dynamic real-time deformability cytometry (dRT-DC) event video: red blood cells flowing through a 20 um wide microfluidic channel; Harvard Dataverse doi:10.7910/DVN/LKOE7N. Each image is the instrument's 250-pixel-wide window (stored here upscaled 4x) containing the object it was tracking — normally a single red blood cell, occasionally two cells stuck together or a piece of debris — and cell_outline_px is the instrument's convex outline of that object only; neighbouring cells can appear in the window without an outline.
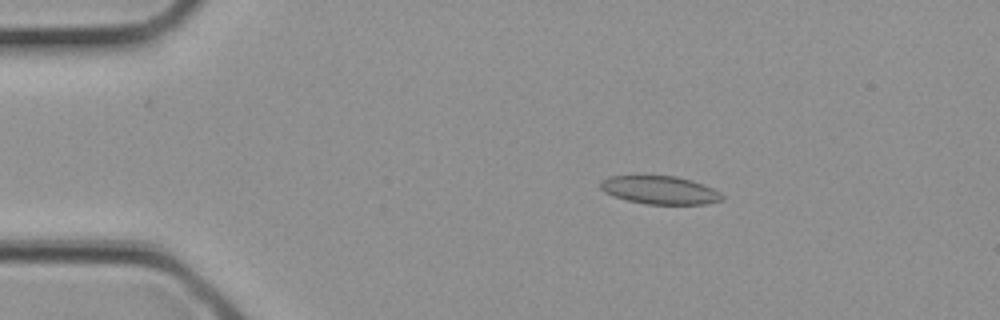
{"species": "common noctule bat (a hibernating species)", "species_latin": "Nyctalus noctula", "temperature_condition": "cold", "stored_images_in_passage": 3, "camera_frame_rate_fps": 3000, "um_per_image_px": 0.085, "animal": {"sex": "female", "body_mass_g": 21.9}, "frame": {"image": 1, "passage_image": 2, "time_ms": 0.333, "image_size_px": [1000, 320], "cell_outline_px": [[724, 200], [708, 204], [644, 204], [628, 200], [604, 192], [600, 188], [600, 180], [608, 176], [676, 176], [692, 180], [704, 184], [720, 192], [724, 196]], "centroid_in_image_um": [56.12, 16.16], "position_along_channel_um": 28.9, "area_um2": 20.06}}
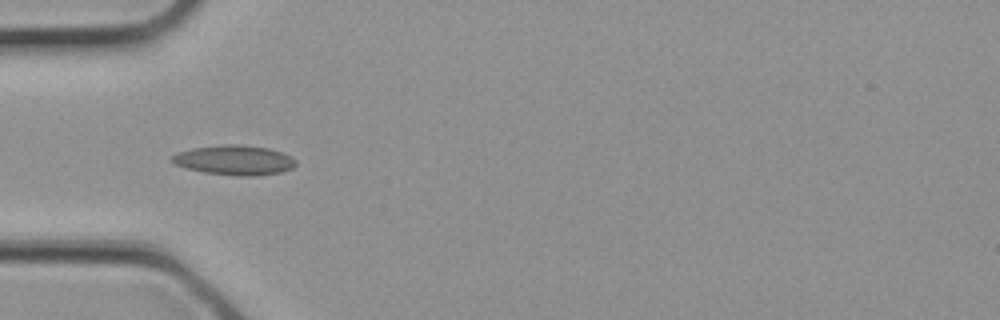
{"frame": {"image": 2, "passage_image": 3, "time_ms": 0.667, "image_size_px": [1000, 320], "cell_outline_px": [[296, 164], [292, 168], [280, 172], [252, 176], [240, 176], [204, 172], [184, 168], [176, 164], [172, 160], [172, 156], [176, 152], [192, 148], [224, 144], [244, 144], [268, 148], [280, 152], [296, 160]], "centroid_in_image_um": [19.9, 13.6], "position_along_channel_um": 65.1, "area_um2": 21.39}}